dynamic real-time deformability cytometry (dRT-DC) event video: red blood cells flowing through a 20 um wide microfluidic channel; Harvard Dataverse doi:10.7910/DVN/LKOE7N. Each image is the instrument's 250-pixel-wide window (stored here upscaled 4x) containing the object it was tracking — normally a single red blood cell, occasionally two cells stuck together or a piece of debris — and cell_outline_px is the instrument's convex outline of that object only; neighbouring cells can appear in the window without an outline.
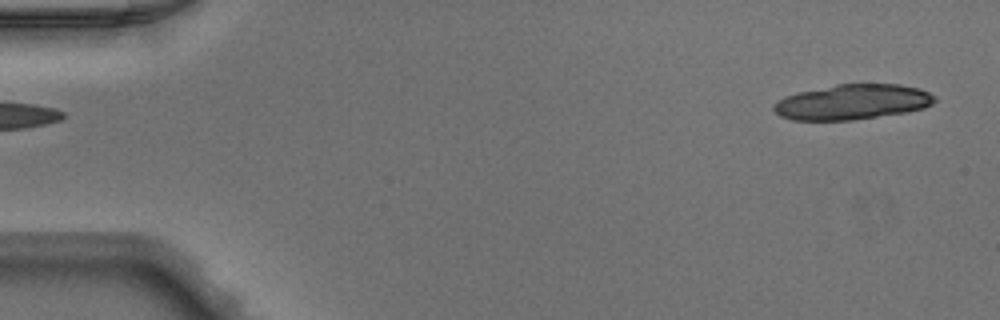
{"species": "Egyptian fruit bat (a non-hibernating species)", "species_latin": "Rousettus aegyptiacus", "temperature_condition": "warm", "stored_images_in_passage": 16, "camera_frame_rate_fps": 3000, "um_per_image_px": 0.085, "animal": {"sex": "male"}, "frame": {"image": 1, "passage_image": 1, "time_ms": 0.0, "image_size_px": [1000, 320], "cell_outline_px": [[936, 100], [932, 104], [924, 108], [908, 112], [852, 120], [792, 120], [780, 116], [772, 108], [772, 104], [776, 100], [784, 96], [796, 92], [836, 84], [900, 84], [920, 88], [936, 96]], "centroid_in_image_um": [72.44, 8.66], "position_along_channel_um": 12.6, "area_um2": 33.35}}